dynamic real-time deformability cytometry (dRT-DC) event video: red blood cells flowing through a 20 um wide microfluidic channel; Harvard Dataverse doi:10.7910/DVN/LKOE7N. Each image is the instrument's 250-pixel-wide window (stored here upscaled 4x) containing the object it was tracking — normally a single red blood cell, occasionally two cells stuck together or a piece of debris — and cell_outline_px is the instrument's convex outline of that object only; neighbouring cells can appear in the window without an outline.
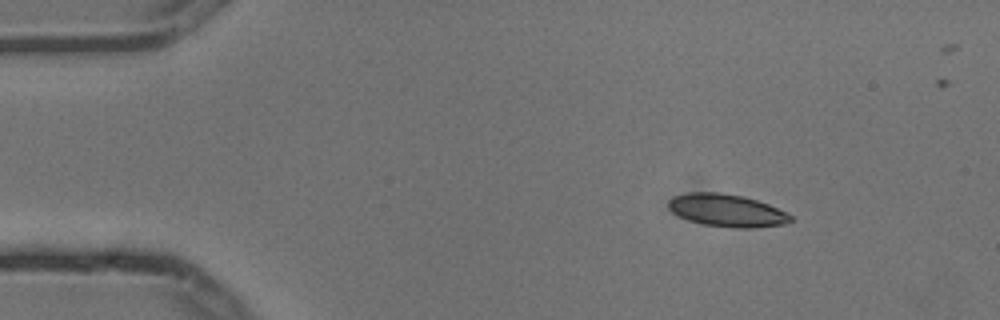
{"species": "common noctule bat (a hibernating species)", "species_latin": "Nyctalus noctula", "temperature_condition": "cold", "stored_images_in_passage": 7, "camera_frame_rate_fps": 3000, "um_per_image_px": 0.085, "animal": {"sex": "male", "body_mass_g": 13.3}, "frame": {"image": 1, "passage_image": 1, "time_ms": 0.0, "image_size_px": [1000, 320], "cell_outline_px": [[792, 220], [784, 224], [756, 228], [732, 228], [704, 224], [688, 220], [672, 212], [668, 208], [668, 200], [672, 196], [688, 192], [716, 192], [744, 196], [768, 204], [792, 216]], "centroid_in_image_um": [61.74, 17.88], "position_along_channel_um": 23.3, "area_um2": 23.18}}
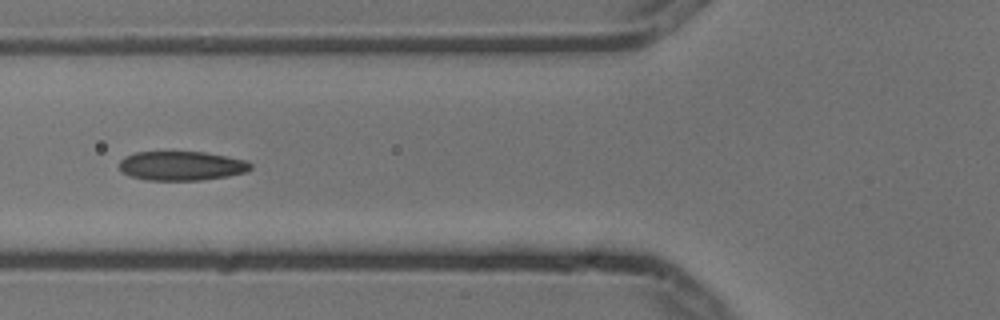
{"frame": {"image": 2, "passage_image": 5, "time_ms": 1.333, "image_size_px": [1000, 320], "cell_outline_px": [[252, 168], [248, 172], [228, 176], [200, 180], [144, 180], [132, 176], [124, 172], [120, 168], [120, 160], [124, 156], [136, 152], [204, 152], [244, 160], [252, 164]], "centroid_in_image_um": [15.44, 14.1], "position_along_channel_um": 110.4, "area_um2": 22.25}}
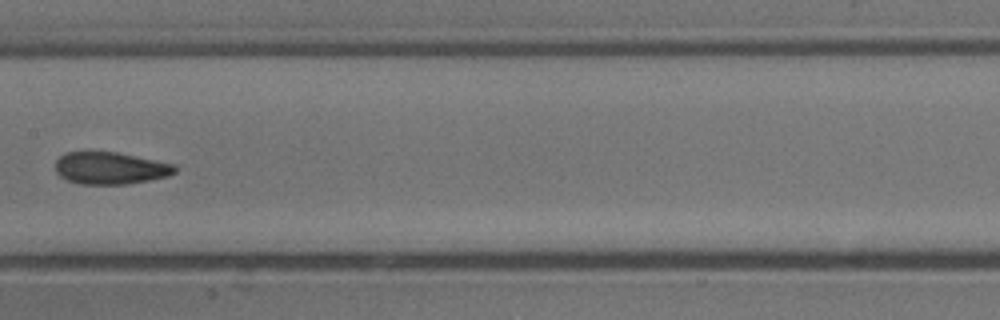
{"frame": {"image": 3, "passage_image": 7, "time_ms": 2.0, "image_size_px": [1000, 320], "cell_outline_px": [[176, 172], [168, 176], [148, 180], [124, 184], [80, 184], [68, 180], [60, 176], [56, 172], [56, 160], [60, 156], [68, 152], [116, 152], [176, 164]], "centroid_in_image_um": [9.39, 14.29], "position_along_channel_um": 198.0, "area_um2": 22.25}}